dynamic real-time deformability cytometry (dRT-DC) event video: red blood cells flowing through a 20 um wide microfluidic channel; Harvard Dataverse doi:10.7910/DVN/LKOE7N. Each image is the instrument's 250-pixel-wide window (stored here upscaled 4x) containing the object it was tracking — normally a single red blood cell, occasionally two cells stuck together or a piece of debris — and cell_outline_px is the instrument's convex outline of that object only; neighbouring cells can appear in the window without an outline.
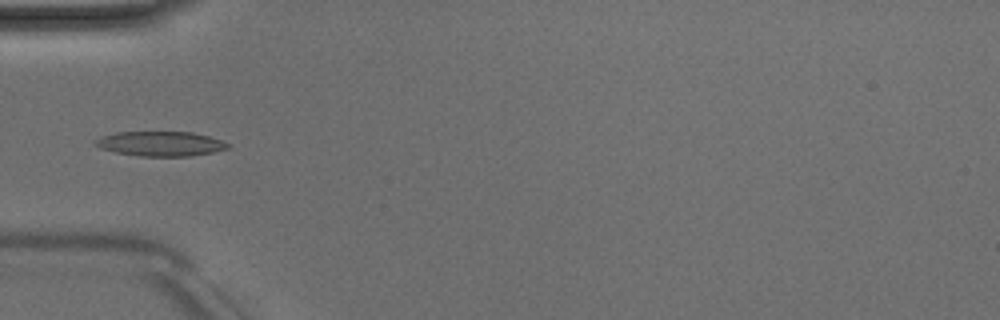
{"species": "Egyptian fruit bat (a non-hibernating species)", "species_latin": "Rousettus aegyptiacus", "temperature_condition": "room temperature", "stored_images_in_passage": 4, "camera_frame_rate_fps": 3000, "um_per_image_px": 0.085, "animal": {"sex": "male"}, "frame": {"image": 1, "passage_image": 2, "time_ms": 1.333, "image_size_px": [1000, 320], "cell_outline_px": [[232, 144], [228, 148], [212, 152], [192, 156], [140, 156], [116, 152], [100, 148], [92, 144], [92, 140], [100, 136], [116, 132], [192, 132], [208, 136]], "centroid_in_image_um": [13.59, 12.21], "position_along_channel_um": 71.4, "area_um2": 19.19}}